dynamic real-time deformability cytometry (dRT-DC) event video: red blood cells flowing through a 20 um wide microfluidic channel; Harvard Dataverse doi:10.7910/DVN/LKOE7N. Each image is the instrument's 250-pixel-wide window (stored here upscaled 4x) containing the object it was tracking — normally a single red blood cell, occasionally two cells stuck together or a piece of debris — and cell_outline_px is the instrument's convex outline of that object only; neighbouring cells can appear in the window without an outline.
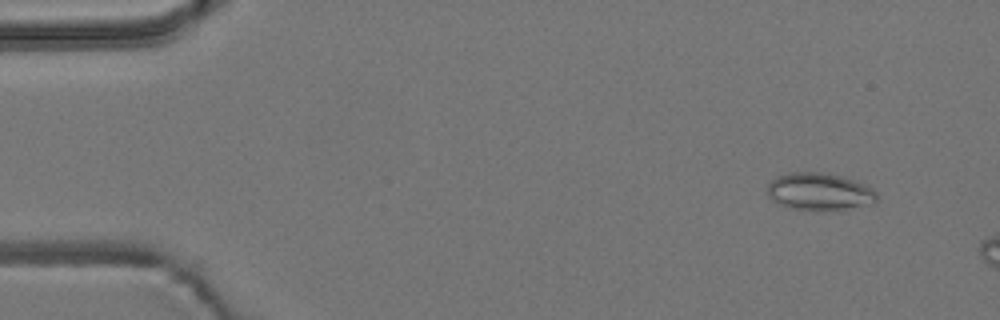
{"species": "common noctule bat (a hibernating species)", "species_latin": "Nyctalus noctula", "temperature_condition": "room temperature", "stored_images_in_passage": 3, "camera_frame_rate_fps": 3000, "um_per_image_px": 0.085, "animal": {"sex": "male", "body_mass_g": 19.2, "forearm_length_mm": 51.8}, "frame": {"image": 1, "passage_image": 1, "time_ms": 0.0, "image_size_px": [1000, 320], "cell_outline_px": [[876, 200], [872, 204], [844, 208], [792, 208], [776, 204], [768, 196], [768, 184], [772, 180], [788, 172], [828, 172], [868, 184], [876, 192]], "centroid_in_image_um": [69.65, 16.24], "position_along_channel_um": 15.3, "area_um2": 23.41}}